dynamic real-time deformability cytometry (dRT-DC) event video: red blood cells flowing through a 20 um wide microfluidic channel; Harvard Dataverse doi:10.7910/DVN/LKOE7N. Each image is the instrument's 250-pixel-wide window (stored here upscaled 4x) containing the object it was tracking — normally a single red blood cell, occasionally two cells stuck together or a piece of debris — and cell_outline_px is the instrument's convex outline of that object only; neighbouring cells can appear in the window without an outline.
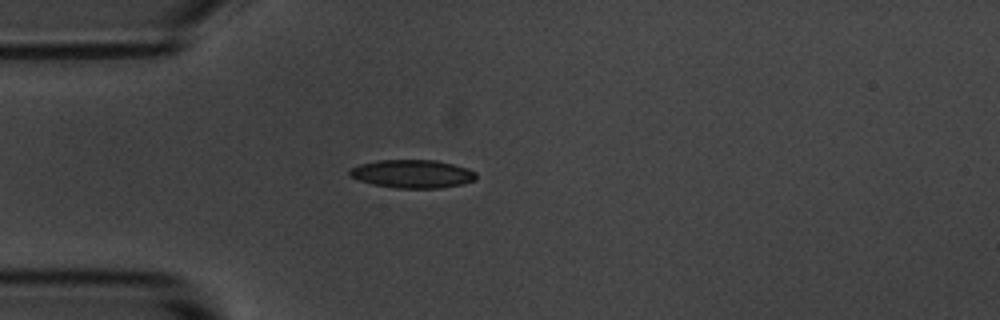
{"species": "common noctule bat (a hibernating species)", "species_latin": "Nyctalus noctula", "temperature_condition": "room temperature", "stored_images_in_passage": 4, "camera_frame_rate_fps": 3000, "um_per_image_px": 0.085, "animal": {"sex": "male", "body_mass_g": 20.1, "forearm_length_mm": 53.5}, "frame": {"image": 1, "passage_image": 4, "time_ms": 3.333, "image_size_px": [1000, 320], "cell_outline_px": [[476, 180], [464, 184], [440, 188], [396, 188], [372, 184], [348, 176], [348, 168], [360, 164], [376, 160], [436, 160], [468, 168], [476, 172]], "centroid_in_image_um": [35.04, 14.78], "position_along_channel_um": 50.0, "area_um2": 21.04}}